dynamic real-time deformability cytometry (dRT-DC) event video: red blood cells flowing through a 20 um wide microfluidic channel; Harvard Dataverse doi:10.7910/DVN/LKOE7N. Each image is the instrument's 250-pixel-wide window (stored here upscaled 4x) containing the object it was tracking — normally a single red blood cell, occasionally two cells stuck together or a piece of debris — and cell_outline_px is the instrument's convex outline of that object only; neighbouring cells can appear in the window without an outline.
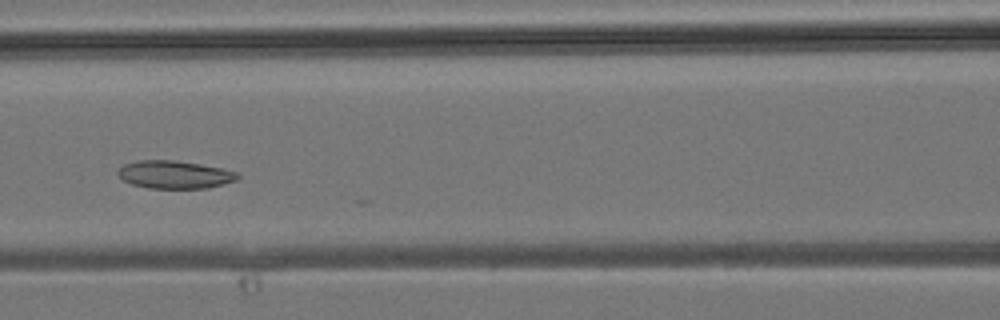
{"species": "common noctule bat (a hibernating species)", "species_latin": "Nyctalus noctula", "temperature_condition": "room temperature", "stored_images_in_passage": 20, "camera_frame_rate_fps": 3000, "um_per_image_px": 0.085, "animal": {"sex": "male", "body_mass_g": 19.2, "forearm_length_mm": 51.8}, "frame": {"image": 1, "passage_image": 14, "time_ms": 4.333, "image_size_px": [1000, 320], "cell_outline_px": [[240, 176], [236, 180], [224, 184], [208, 188], [148, 188], [132, 184], [124, 180], [116, 172], [124, 164], [140, 160], [176, 160], [200, 164], [220, 168], [236, 172]], "centroid_in_image_um": [14.85, 14.84], "position_along_channel_um": 151.8, "area_um2": 19.31}}
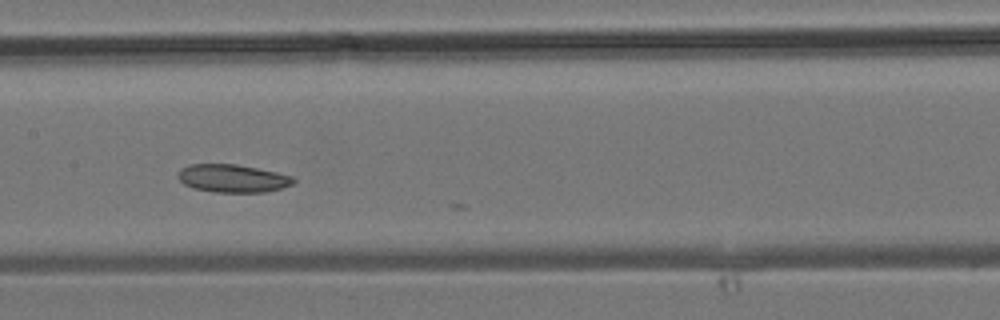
{"frame": {"image": 2, "passage_image": 16, "time_ms": 5.0, "image_size_px": [1000, 320], "cell_outline_px": [[296, 180], [292, 184], [280, 188], [264, 192], [212, 192], [192, 188], [184, 184], [176, 176], [180, 168], [188, 164], [236, 164], [276, 172], [292, 176]], "centroid_in_image_um": [19.72, 15.16], "position_along_channel_um": 187.7, "area_um2": 18.84}}
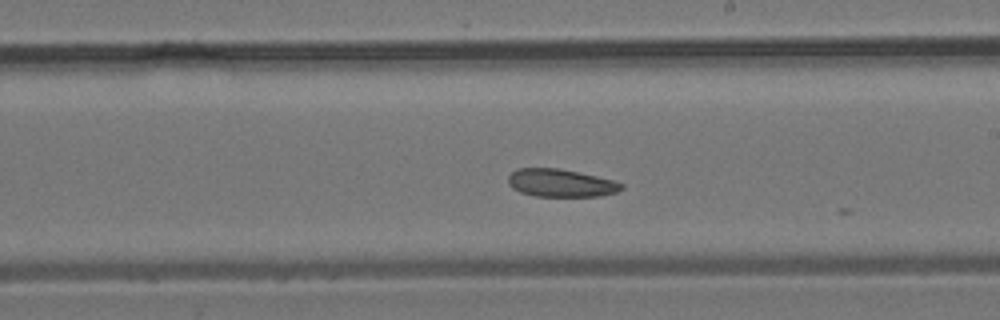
{"frame": {"image": 3, "passage_image": 19, "time_ms": 6.0, "image_size_px": [1000, 320], "cell_outline_px": [[624, 188], [616, 192], [600, 196], [536, 196], [520, 192], [512, 188], [508, 184], [508, 176], [512, 172], [520, 168], [556, 168], [596, 176], [612, 180], [624, 184]], "centroid_in_image_um": [47.65, 15.56], "position_along_channel_um": 241.3, "area_um2": 18.21}}